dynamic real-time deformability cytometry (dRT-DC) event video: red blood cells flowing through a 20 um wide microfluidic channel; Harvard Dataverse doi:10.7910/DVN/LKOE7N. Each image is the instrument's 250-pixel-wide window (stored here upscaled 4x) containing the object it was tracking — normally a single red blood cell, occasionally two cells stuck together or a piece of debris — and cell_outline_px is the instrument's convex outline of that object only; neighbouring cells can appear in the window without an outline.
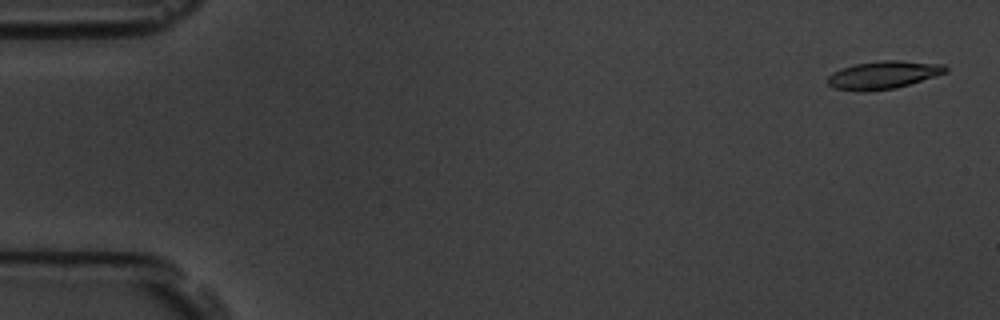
{"species": "common noctule bat (a hibernating species)", "species_latin": "Nyctalus noctula", "temperature_condition": "room temperature", "stored_images_in_passage": 4, "camera_frame_rate_fps": 3000, "um_per_image_px": 0.085, "animal": {"sex": "male", "body_mass_g": 19.5, "forearm_length_mm": 54.6}, "frame": {"image": 1, "passage_image": 1, "time_ms": 0.0, "image_size_px": [1000, 320], "cell_outline_px": [[948, 72], [896, 88], [832, 88], [828, 84], [828, 76], [832, 72], [840, 68], [856, 64], [880, 60], [900, 60], [944, 64], [948, 68]], "centroid_in_image_um": [75.15, 6.3], "position_along_channel_um": 9.8, "area_um2": 18.38}}
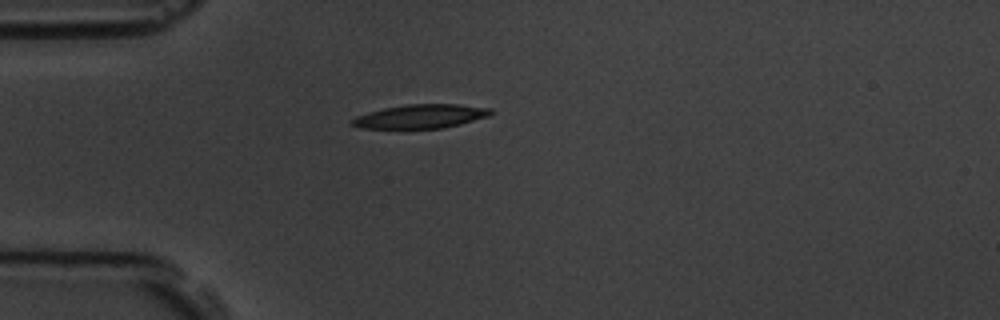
{"frame": {"image": 2, "passage_image": 4, "time_ms": 4.333, "image_size_px": [1000, 320], "cell_outline_px": [[496, 112], [488, 116], [460, 124], [444, 128], [360, 128], [348, 124], [356, 116], [368, 112], [384, 108], [408, 104], [460, 104], [492, 108]], "centroid_in_image_um": [35.78, 9.88], "position_along_channel_um": 49.2, "area_um2": 19.36}}